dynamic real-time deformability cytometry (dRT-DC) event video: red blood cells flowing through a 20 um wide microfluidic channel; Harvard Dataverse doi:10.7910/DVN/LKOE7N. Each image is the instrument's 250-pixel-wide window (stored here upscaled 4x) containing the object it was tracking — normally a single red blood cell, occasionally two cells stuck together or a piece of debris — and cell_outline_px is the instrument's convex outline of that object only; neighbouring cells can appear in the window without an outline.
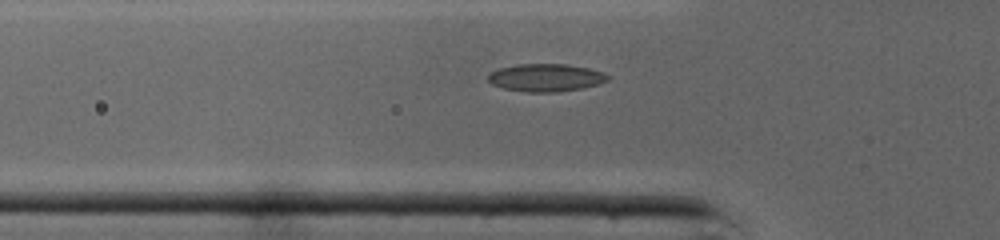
{"species": "common noctule bat (a hibernating species)", "species_latin": "Nyctalus noctula", "temperature_condition": "cold", "stored_images_in_passage": 33, "camera_frame_rate_fps": 3000, "um_per_image_px": 0.085, "animal": {"sex": "male", "body_mass_g": 19.0, "forearm_length_mm": 50.8}, "frame": {"image": 1, "passage_image": 6, "time_ms": 1.667, "image_size_px": [1000, 240], "cell_outline_px": [[612, 76], [608, 80], [600, 84], [584, 88], [560, 92], [528, 92], [504, 88], [492, 84], [488, 80], [488, 76], [492, 72], [500, 68], [520, 64], [568, 64], [588, 68], [604, 72]], "centroid_in_image_um": [46.47, 6.6], "position_along_channel_um": 79.3, "area_um2": 19.42}}
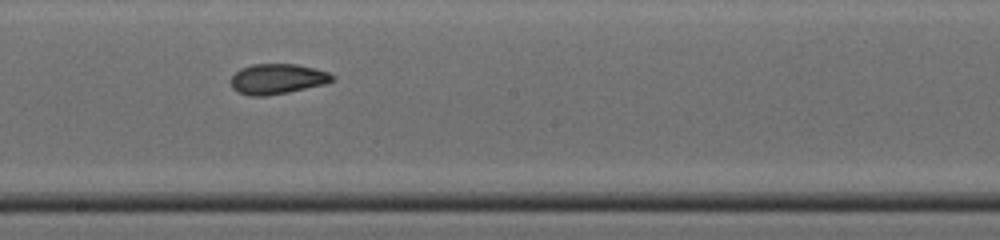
{"frame": {"image": 2, "passage_image": 16, "time_ms": 5.0, "image_size_px": [1000, 240], "cell_outline_px": [[336, 80], [328, 84], [288, 92], [264, 96], [248, 96], [236, 92], [232, 88], [232, 76], [240, 68], [252, 64], [296, 64], [316, 68], [328, 72], [336, 76]], "centroid_in_image_um": [23.62, 6.71], "position_along_channel_um": 224.6, "area_um2": 18.21}}
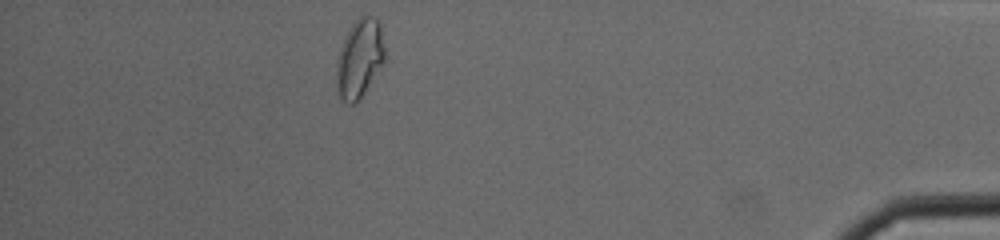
{"frame": {"image": 3, "passage_image": 32, "time_ms": 10.333, "image_size_px": [1000, 240], "cell_outline_px": [[384, 60], [360, 96], [352, 104], [348, 104], [340, 100], [336, 92], [336, 60], [340, 48], [352, 24], [364, 12], [376, 16], [380, 20], [384, 48]], "centroid_in_image_um": [30.53, 4.9], "position_along_channel_um": 404.7, "area_um2": 22.02}, "authors_computed_cell_mechanics": {"area_um2": 18.207, "velocity_mm_per_s": 4.3595, "shape_relaxation_time_tau1_ms": null, "shape_relaxation_time_tau2_ms": 1.4566, "deformation_change_tau1": null, "deformation_change_tau2": 0.066}}